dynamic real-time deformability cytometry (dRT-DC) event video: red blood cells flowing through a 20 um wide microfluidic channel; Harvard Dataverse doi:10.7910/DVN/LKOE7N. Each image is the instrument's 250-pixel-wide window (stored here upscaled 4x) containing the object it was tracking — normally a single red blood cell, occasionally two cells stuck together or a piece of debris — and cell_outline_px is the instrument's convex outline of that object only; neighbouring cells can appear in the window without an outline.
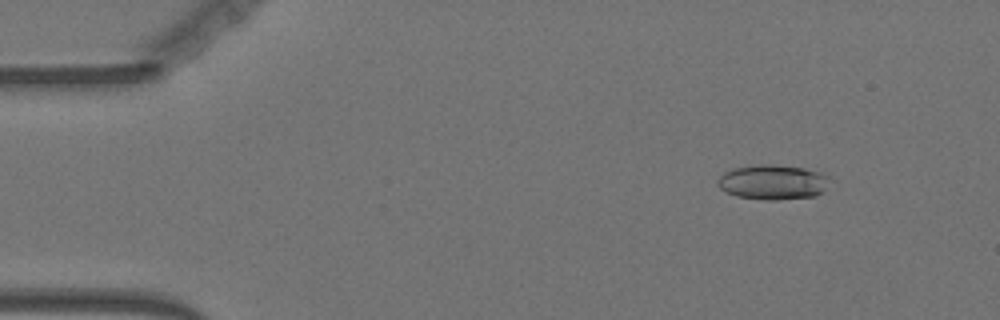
{"species": "Egyptian fruit bat (a non-hibernating species)", "species_latin": "Rousettus aegyptiacus", "temperature_condition": "warm", "stored_images_in_passage": 57, "camera_frame_rate_fps": 3000, "um_per_image_px": 0.085, "animal": {"sex": "female"}, "frame": {"image": 1, "passage_image": 7, "time_ms": 2.0, "image_size_px": [1000, 320], "cell_outline_px": [[832, 176], [824, 188], [816, 196], [776, 200], [764, 200], [736, 196], [720, 188], [716, 184], [716, 180], [724, 172], [732, 168], [760, 164], [772, 164], [804, 168], [820, 172]], "centroid_in_image_um": [65.67, 15.47], "position_along_channel_um": 19.3, "area_um2": 22.89}}
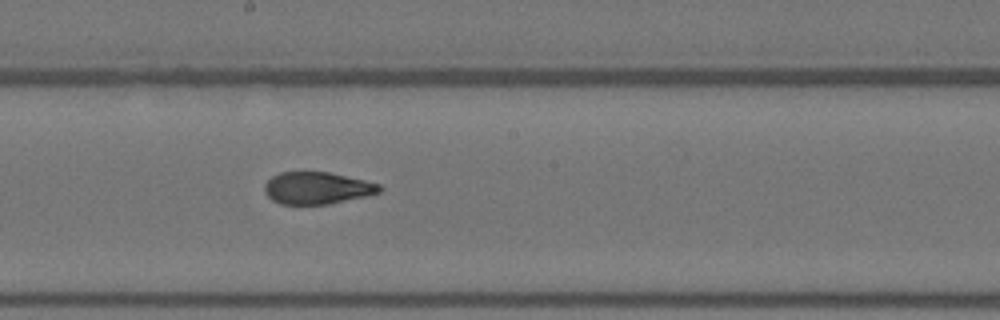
{"frame": {"image": 2, "passage_image": 31, "time_ms": 10.0, "image_size_px": [1000, 320], "cell_outline_px": [[384, 188], [380, 192], [364, 196], [328, 204], [280, 204], [272, 200], [264, 192], [264, 184], [272, 176], [280, 172], [328, 172], [364, 180], [380, 184]], "centroid_in_image_um": [26.93, 15.98], "position_along_channel_um": 221.3, "area_um2": 21.39}}
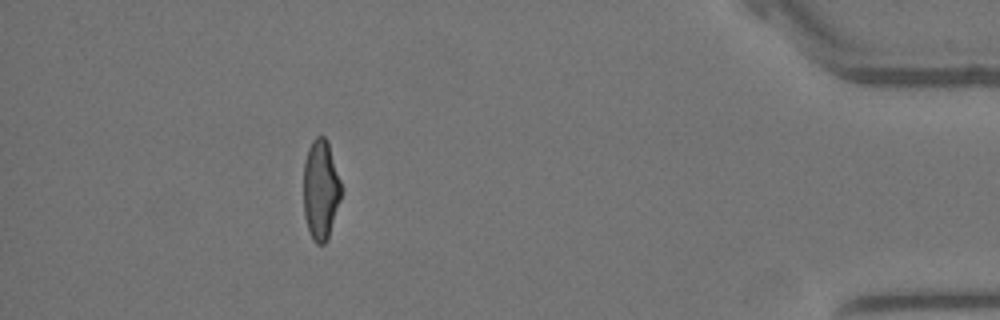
{"frame": {"image": 3, "passage_image": 51, "time_ms": 16.667, "image_size_px": [1000, 320], "cell_outline_px": [[344, 188], [328, 240], [324, 244], [316, 244], [312, 240], [304, 216], [304, 160], [308, 148], [312, 140], [316, 136], [324, 136], [328, 140]], "centroid_in_image_um": [27.29, 16.11], "position_along_channel_um": 407.9, "area_um2": 22.6}, "authors_computed_cell_mechanics": {"area_um2": 22.7154, "velocity_mm_per_s": 3.6144, "shape_relaxation_time_tau1_ms": 6.9379, "shape_relaxation_time_tau2_ms": 1.135, "deformation_change_tau1": 0.2458, "deformation_change_tau2": 0.0683}}